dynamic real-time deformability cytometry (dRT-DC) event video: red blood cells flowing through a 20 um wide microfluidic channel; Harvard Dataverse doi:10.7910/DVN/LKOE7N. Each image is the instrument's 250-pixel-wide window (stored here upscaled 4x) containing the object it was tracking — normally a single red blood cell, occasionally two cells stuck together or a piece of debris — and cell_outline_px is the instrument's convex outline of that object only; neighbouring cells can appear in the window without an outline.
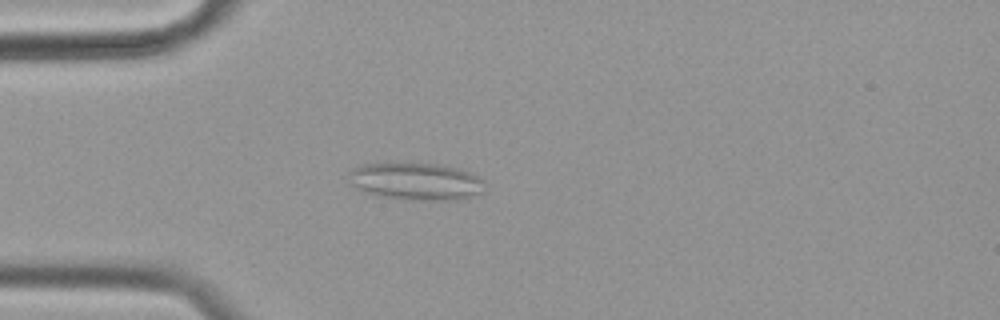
{"species": "common noctule bat (a hibernating species)", "species_latin": "Nyctalus noctula", "temperature_condition": "cold", "stored_images_in_passage": 57, "camera_frame_rate_fps": 3000, "um_per_image_px": 0.085, "animal": {"sex": "female", "body_mass_g": 19.9}, "frame": {"image": 1, "passage_image": 15, "time_ms": 4.667, "image_size_px": [1000, 320], "cell_outline_px": [[484, 180], [480, 192], [456, 200], [412, 200], [376, 196], [352, 184], [348, 172], [352, 168], [364, 164], [436, 164], [460, 168]], "centroid_in_image_um": [35.34, 15.42], "position_along_channel_um": 49.7, "area_um2": 28.96}}
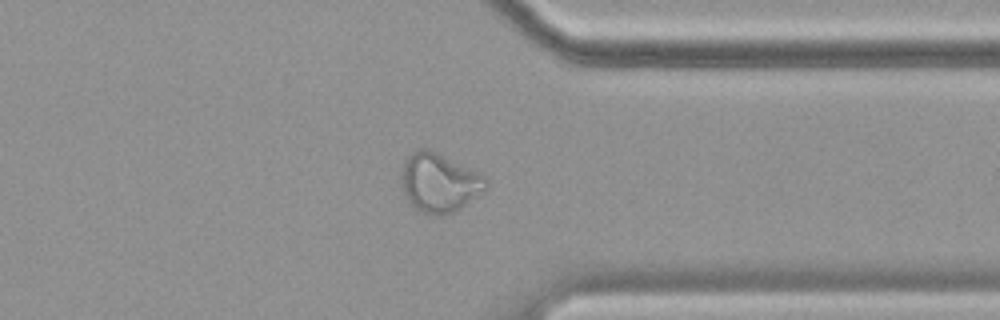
{"frame": {"image": 2, "passage_image": 44, "time_ms": 14.333, "image_size_px": [1000, 320], "cell_outline_px": [[488, 188], [460, 208], [452, 212], [440, 216], [436, 216], [424, 212], [408, 204], [400, 188], [400, 172], [404, 160], [412, 152], [420, 148], [428, 148], [484, 176], [488, 180]], "centroid_in_image_um": [37.27, 15.53], "position_along_channel_um": 374.1, "area_um2": 29.19}}
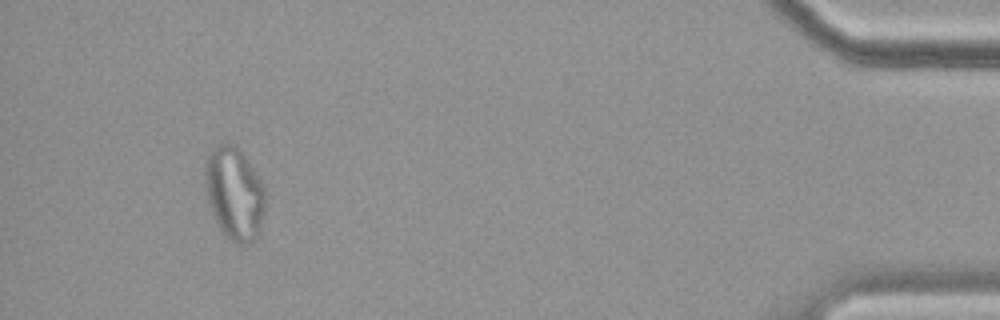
{"frame": {"image": 3, "passage_image": 53, "time_ms": 17.333, "image_size_px": [1000, 320], "cell_outline_px": [[264, 208], [260, 232], [248, 244], [236, 244], [220, 228], [212, 212], [208, 200], [204, 176], [208, 152], [216, 144], [232, 144], [240, 148], [264, 184]], "centroid_in_image_um": [19.93, 16.4], "position_along_channel_um": 415.3, "area_um2": 32.37}, "authors_computed_cell_mechanics": {"area_um2": 28.9578, "velocity_mm_per_s": 3.5138, "shape_relaxation_time_tau1_ms": null, "shape_relaxation_time_tau2_ms": 3.5952, "deformation_change_tau1": null, "deformation_change_tau2": 0.0986}}